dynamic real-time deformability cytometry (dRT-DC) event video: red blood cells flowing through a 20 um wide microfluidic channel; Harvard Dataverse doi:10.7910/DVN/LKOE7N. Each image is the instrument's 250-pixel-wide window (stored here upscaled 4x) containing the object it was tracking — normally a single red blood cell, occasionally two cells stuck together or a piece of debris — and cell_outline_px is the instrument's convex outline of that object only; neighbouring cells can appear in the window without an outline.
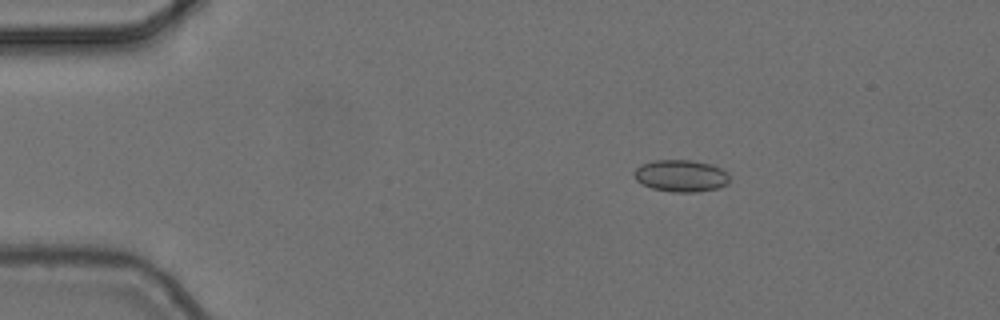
{"species": "common noctule bat (a hibernating species)", "species_latin": "Nyctalus noctula", "temperature_condition": "cold", "stored_images_in_passage": 3, "camera_frame_rate_fps": 3000, "um_per_image_px": 0.085, "animal": {"sex": "female", "body_mass_g": 24.6, "forearm_length_mm": 56.2}, "frame": {"image": 1, "passage_image": 1, "time_ms": 0.0, "image_size_px": [1000, 320], "cell_outline_px": [[728, 184], [716, 188], [696, 192], [672, 192], [652, 188], [636, 180], [632, 172], [640, 164], [656, 160], [692, 160], [712, 164], [728, 172]], "centroid_in_image_um": [57.87, 14.93], "position_along_channel_um": 27.1, "area_um2": 17.8}}